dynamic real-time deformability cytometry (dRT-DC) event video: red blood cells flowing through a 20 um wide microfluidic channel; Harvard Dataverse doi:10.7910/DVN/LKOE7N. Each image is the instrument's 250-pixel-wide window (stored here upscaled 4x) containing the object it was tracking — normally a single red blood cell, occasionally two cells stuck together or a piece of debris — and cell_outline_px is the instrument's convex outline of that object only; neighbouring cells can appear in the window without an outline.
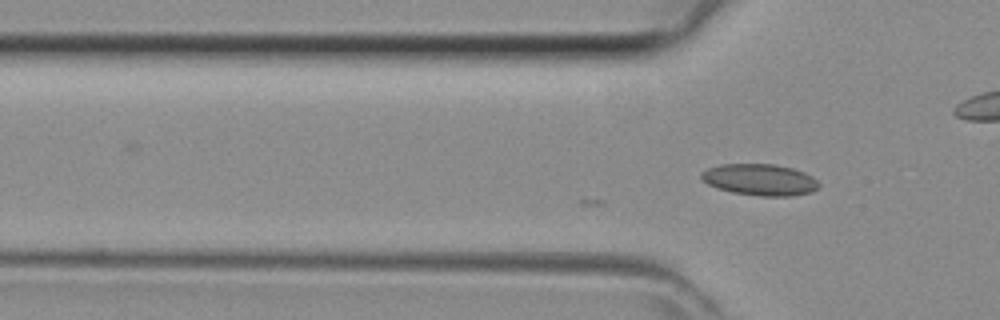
{"species": "common noctule bat (a hibernating species)", "species_latin": "Nyctalus noctula", "temperature_condition": "room temperature", "stored_images_in_passage": 14, "camera_frame_rate_fps": 3000, "um_per_image_px": 0.085, "animal": {"sex": "female", "body_mass_g": 29.2, "forearm_length_mm": 56.3}, "frame": {"image": 1, "passage_image": 14, "time_ms": 4.333, "image_size_px": [1000, 320], "cell_outline_px": [[820, 184], [812, 192], [792, 196], [760, 196], [732, 192], [716, 188], [708, 184], [700, 176], [700, 172], [708, 168], [720, 164], [776, 164], [792, 168], [804, 172], [812, 176]], "centroid_in_image_um": [64.58, 15.27], "position_along_channel_um": 61.2, "area_um2": 21.62}}